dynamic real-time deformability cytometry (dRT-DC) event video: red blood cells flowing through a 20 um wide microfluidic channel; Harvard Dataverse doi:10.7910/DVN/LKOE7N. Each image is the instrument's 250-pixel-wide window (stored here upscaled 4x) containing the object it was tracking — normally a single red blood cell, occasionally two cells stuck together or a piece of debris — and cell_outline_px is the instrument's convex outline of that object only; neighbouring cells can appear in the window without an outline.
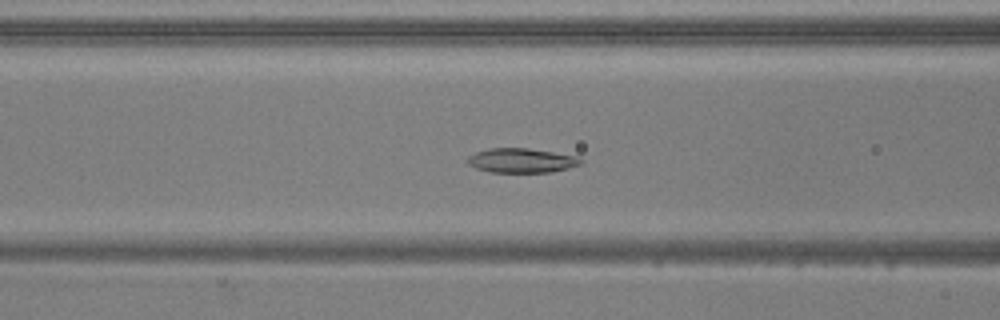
{"species": "common noctule bat (a hibernating species)", "species_latin": "Nyctalus noctula", "temperature_condition": "warm", "stored_images_in_passage": 45, "segment_of_instrument_passage": [1, 2], "camera_frame_rate_fps": 3000, "um_per_image_px": 0.085, "animal": {"sex": "male", "body_mass_g": 20.5, "forearm_length_mm": 52.5}, "frame": {"image": 1, "passage_image": 13, "time_ms": 4.0, "image_size_px": [1000, 320], "cell_outline_px": [[584, 160], [580, 164], [568, 168], [552, 172], [488, 172], [476, 168], [468, 164], [464, 160], [468, 156], [476, 152], [488, 148], [528, 148], [576, 156]], "centroid_in_image_um": [44.28, 13.64], "position_along_channel_um": 122.3, "area_um2": 16.18}}
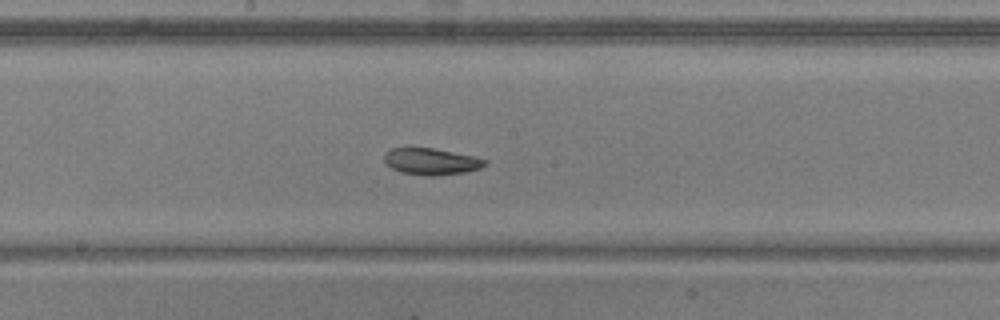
{"frame": {"image": 2, "passage_image": 20, "time_ms": 6.333, "image_size_px": [1000, 320], "cell_outline_px": [[488, 164], [480, 168], [464, 172], [432, 176], [424, 176], [400, 172], [384, 164], [384, 152], [392, 148], [432, 148], [472, 156], [488, 160]], "centroid_in_image_um": [36.61, 13.73], "position_along_channel_um": 211.6, "area_um2": 15.61}}
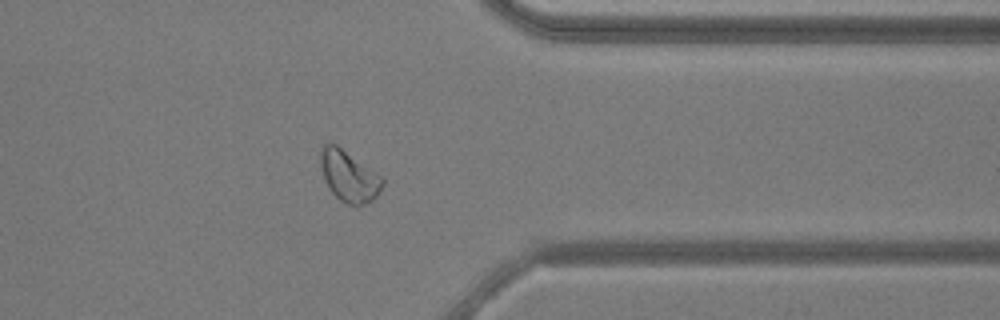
{"frame": {"image": 3, "passage_image": 34, "time_ms": 11.0, "image_size_px": [1000, 320], "cell_outline_px": [[384, 184], [380, 192], [368, 204], [348, 204], [340, 200], [332, 192], [324, 176], [320, 164], [320, 148], [324, 144], [336, 144], [384, 176]], "centroid_in_image_um": [29.7, 14.95], "position_along_channel_um": 381.7, "area_um2": 18.44}}